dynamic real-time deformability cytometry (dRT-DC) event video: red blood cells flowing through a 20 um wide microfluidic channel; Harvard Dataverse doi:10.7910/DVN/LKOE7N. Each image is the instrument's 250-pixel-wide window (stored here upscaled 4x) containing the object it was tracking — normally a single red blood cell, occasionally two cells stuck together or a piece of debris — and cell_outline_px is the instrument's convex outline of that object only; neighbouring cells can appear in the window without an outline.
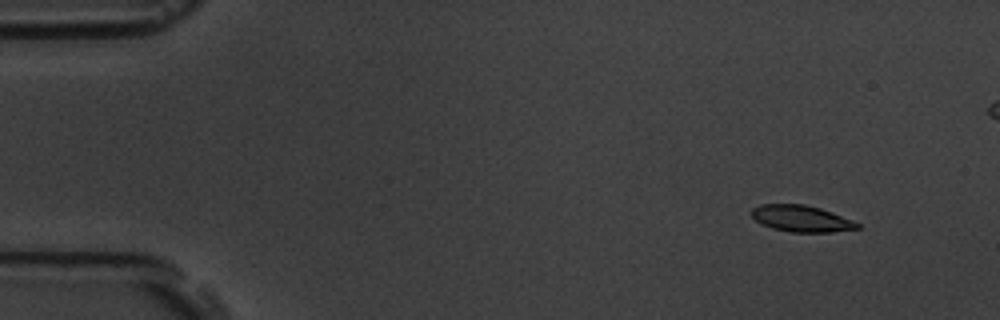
{"species": "common noctule bat (a hibernating species)", "species_latin": "Nyctalus noctula", "temperature_condition": "room temperature", "stored_images_in_passage": 5, "camera_frame_rate_fps": 3000, "um_per_image_px": 0.085, "animal": {"sex": "male", "body_mass_g": 19.5, "forearm_length_mm": 54.6}, "frame": {"image": 1, "passage_image": 1, "time_ms": 0.0, "image_size_px": [1000, 320], "cell_outline_px": [[860, 228], [832, 232], [792, 232], [772, 228], [760, 224], [752, 216], [752, 208], [760, 204], [804, 204], [820, 208], [832, 212], [852, 220], [860, 224]], "centroid_in_image_um": [68.11, 18.58], "position_along_channel_um": 16.9, "area_um2": 16.3}}